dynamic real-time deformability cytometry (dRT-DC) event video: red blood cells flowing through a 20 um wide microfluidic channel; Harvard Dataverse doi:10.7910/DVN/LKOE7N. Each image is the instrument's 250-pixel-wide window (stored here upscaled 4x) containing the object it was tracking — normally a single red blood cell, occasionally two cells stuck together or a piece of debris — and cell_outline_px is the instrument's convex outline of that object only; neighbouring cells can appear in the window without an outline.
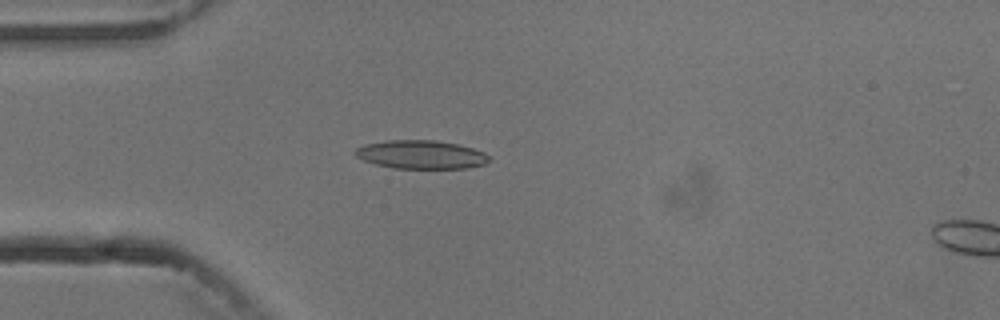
{"species": "common noctule bat (a hibernating species)", "species_latin": "Nyctalus noctula", "temperature_condition": "cold", "stored_images_in_passage": 5, "camera_frame_rate_fps": 3000, "um_per_image_px": 0.085, "animal": {"sex": "male", "body_mass_g": 13.3}, "frame": {"image": 1, "passage_image": 4, "time_ms": 4.333, "image_size_px": [1000, 320], "cell_outline_px": [[492, 160], [484, 164], [468, 168], [392, 168], [376, 164], [364, 160], [356, 156], [352, 152], [356, 148], [364, 144], [388, 140], [436, 140], [456, 144], [472, 148], [484, 152]], "centroid_in_image_um": [35.77, 13.14], "position_along_channel_um": 49.2, "area_um2": 22.25}}